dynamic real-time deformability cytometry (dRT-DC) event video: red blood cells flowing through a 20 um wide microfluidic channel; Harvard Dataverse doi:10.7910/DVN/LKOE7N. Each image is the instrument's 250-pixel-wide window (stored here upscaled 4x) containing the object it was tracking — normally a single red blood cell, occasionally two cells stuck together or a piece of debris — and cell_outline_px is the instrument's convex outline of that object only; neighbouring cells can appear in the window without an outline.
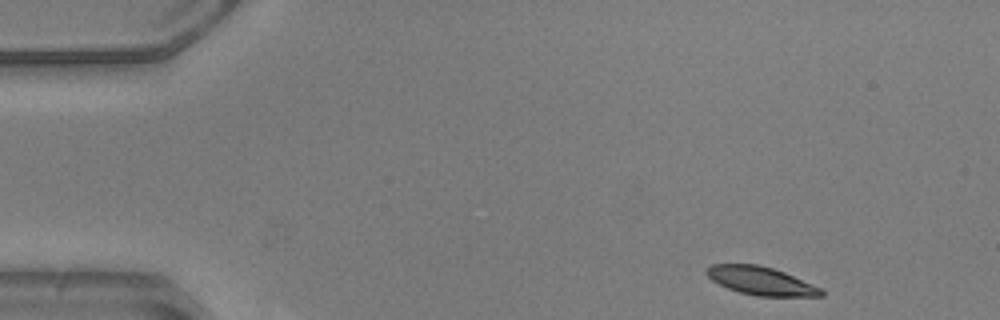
{"species": "common noctule bat (a hibernating species)", "species_latin": "Nyctalus noctula", "temperature_condition": "warm", "stored_images_in_passage": 47, "camera_frame_rate_fps": 3000, "um_per_image_px": 0.085, "animal": {"sex": "male", "body_mass_g": 20.5, "forearm_length_mm": 52.5}, "frame": {"image": 1, "passage_image": 1, "time_ms": 0.0, "image_size_px": [1000, 320], "cell_outline_px": [[824, 296], [756, 296], [740, 292], [728, 288], [712, 280], [704, 272], [704, 268], [712, 264], [756, 264], [772, 268], [784, 272], [820, 288], [824, 292]], "centroid_in_image_um": [64.63, 23.86], "position_along_channel_um": 20.4, "area_um2": 18.67}}
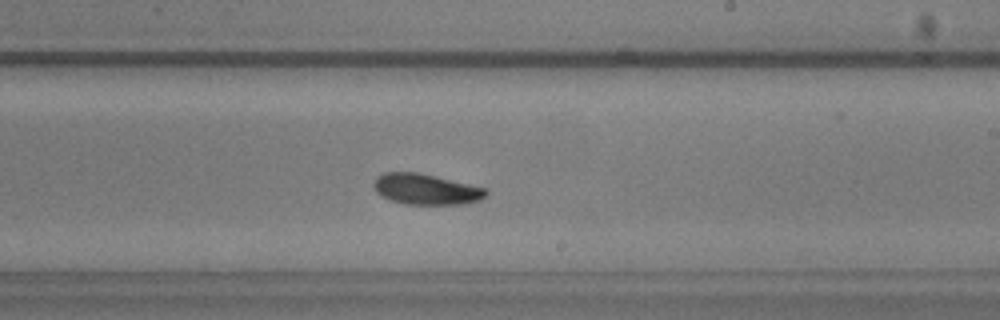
{"frame": {"image": 2, "passage_image": 26, "time_ms": 8.333, "image_size_px": [1000, 320], "cell_outline_px": [[488, 192], [480, 200], [464, 204], [404, 204], [392, 200], [376, 192], [372, 184], [384, 172], [416, 172], [488, 188]], "centroid_in_image_um": [36.24, 16.09], "position_along_channel_um": 252.8, "area_um2": 19.88}}
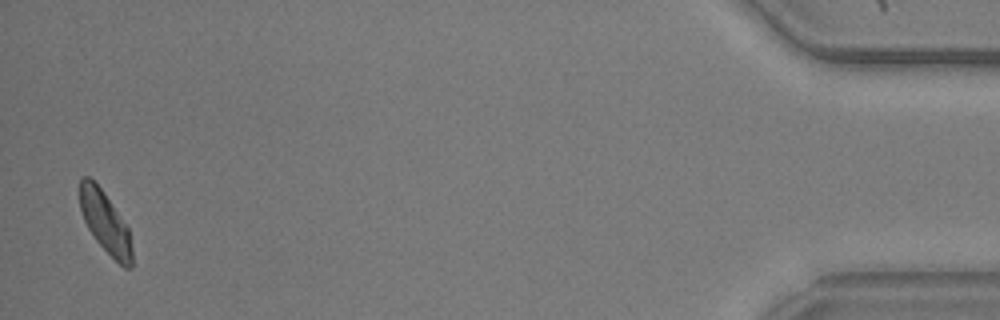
{"frame": {"image": 3, "passage_image": 46, "time_ms": 15.0, "image_size_px": [1000, 320], "cell_outline_px": [[132, 268], [124, 268], [96, 240], [88, 228], [84, 220], [80, 208], [80, 180], [84, 176], [88, 176], [104, 192], [128, 228], [132, 248]], "centroid_in_image_um": [8.95, 18.91], "position_along_channel_um": 426.3, "area_um2": 18.26}, "authors_computed_cell_mechanics": {"area_um2": 19.8832, "velocity_mm_per_s": 3.9202, "shape_relaxation_time_tau1_ms": 2.5234, "shape_relaxation_time_tau2_ms": null, "deformation_change_tau1": 0.0996, "deformation_change_tau2": null}}